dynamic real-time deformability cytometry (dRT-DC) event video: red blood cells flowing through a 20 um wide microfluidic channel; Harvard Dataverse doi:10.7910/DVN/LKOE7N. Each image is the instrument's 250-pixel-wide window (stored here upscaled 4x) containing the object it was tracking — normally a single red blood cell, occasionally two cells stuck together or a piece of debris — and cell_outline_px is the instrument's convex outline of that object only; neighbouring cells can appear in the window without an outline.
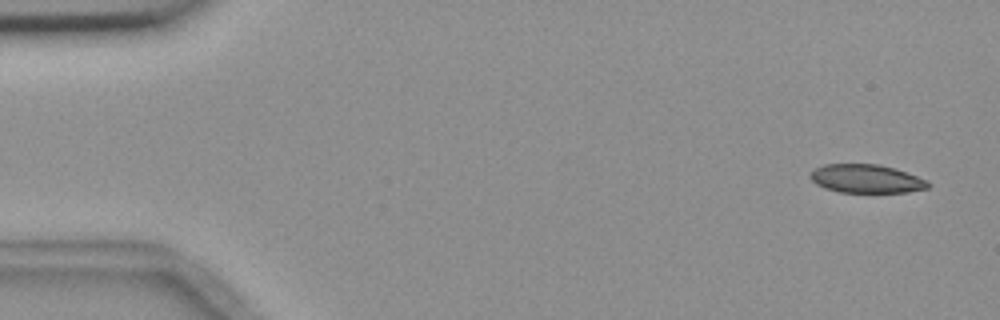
{"species": "common noctule bat (a hibernating species)", "species_latin": "Nyctalus noctula", "temperature_condition": "room temperature", "stored_images_in_passage": 5, "segment_of_instrument_passage": [1, 2], "camera_frame_rate_fps": 3000, "um_per_image_px": 0.085, "animal": {"sex": "female", "body_mass_g": 18.4}, "frame": {"image": 1, "passage_image": 1, "time_ms": 0.0, "image_size_px": [1000, 320], "cell_outline_px": [[932, 184], [928, 188], [908, 192], [840, 192], [824, 188], [816, 184], [808, 176], [816, 168], [824, 164], [880, 164], [928, 180]], "centroid_in_image_um": [73.63, 15.2], "position_along_channel_um": 11.4, "area_um2": 19.48}}
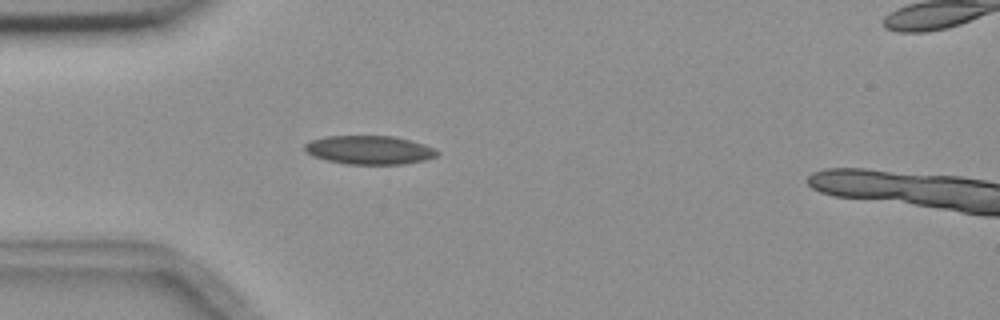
{"frame": {"image": 2, "passage_image": 4, "time_ms": 4.333, "image_size_px": [1000, 320], "cell_outline_px": [[440, 152], [436, 156], [424, 160], [404, 164], [344, 164], [312, 156], [304, 148], [304, 144], [312, 140], [324, 136], [392, 136], [424, 144]], "centroid_in_image_um": [31.38, 12.75], "position_along_channel_um": 53.6, "area_um2": 21.96}}